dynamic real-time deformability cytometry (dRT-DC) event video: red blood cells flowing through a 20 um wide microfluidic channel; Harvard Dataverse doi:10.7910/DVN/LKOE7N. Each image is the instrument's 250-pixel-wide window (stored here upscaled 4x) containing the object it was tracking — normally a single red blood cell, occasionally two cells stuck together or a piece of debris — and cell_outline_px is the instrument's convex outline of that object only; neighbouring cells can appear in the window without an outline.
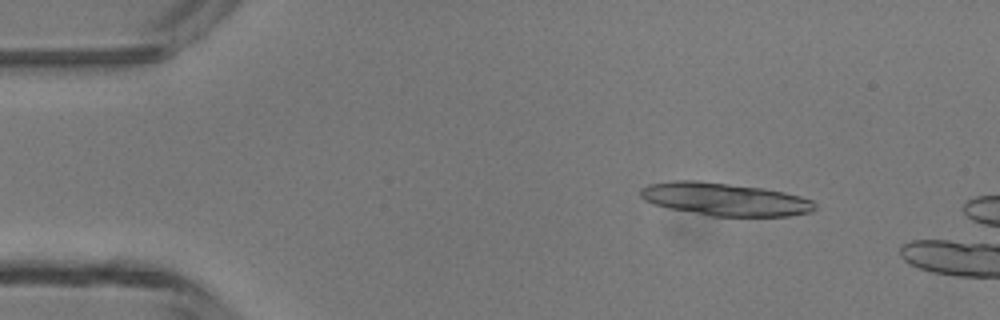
{"species": "common noctule bat (a hibernating species)", "species_latin": "Nyctalus noctula", "temperature_condition": "room temperature", "stored_images_in_passage": 3, "camera_frame_rate_fps": 3000, "um_per_image_px": 0.085, "animal": {"sex": "male", "body_mass_g": 13.3}, "frame": {"image": 1, "passage_image": 2, "time_ms": 1.0, "image_size_px": [1000, 320], "cell_outline_px": [[816, 208], [812, 212], [788, 216], [712, 216], [652, 204], [644, 200], [640, 196], [640, 188], [648, 184], [672, 180], [696, 180], [764, 188], [784, 192], [800, 196], [812, 200], [816, 204]], "centroid_in_image_um": [61.61, 16.93], "position_along_channel_um": 23.4, "area_um2": 33.41}}